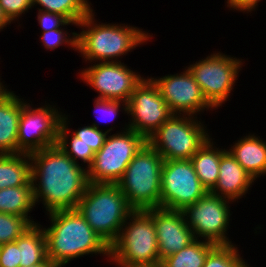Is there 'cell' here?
I'll return each instance as SVG.
<instances>
[{"instance_id": "cell-6", "label": "cell", "mask_w": 266, "mask_h": 267, "mask_svg": "<svg viewBox=\"0 0 266 267\" xmlns=\"http://www.w3.org/2000/svg\"><path fill=\"white\" fill-rule=\"evenodd\" d=\"M110 256L126 265L153 267L161 264L155 225L145 210H135L127 218L110 245Z\"/></svg>"}, {"instance_id": "cell-37", "label": "cell", "mask_w": 266, "mask_h": 267, "mask_svg": "<svg viewBox=\"0 0 266 267\" xmlns=\"http://www.w3.org/2000/svg\"><path fill=\"white\" fill-rule=\"evenodd\" d=\"M109 258V259H108ZM107 261L111 264L112 263V265L114 264V265H116L117 267H140V266H133V265H126V264H124V263H121V262H119L118 260H116L115 258H113L112 256H108L107 258Z\"/></svg>"}, {"instance_id": "cell-38", "label": "cell", "mask_w": 266, "mask_h": 267, "mask_svg": "<svg viewBox=\"0 0 266 267\" xmlns=\"http://www.w3.org/2000/svg\"><path fill=\"white\" fill-rule=\"evenodd\" d=\"M30 267H56L48 258L42 263Z\"/></svg>"}, {"instance_id": "cell-32", "label": "cell", "mask_w": 266, "mask_h": 267, "mask_svg": "<svg viewBox=\"0 0 266 267\" xmlns=\"http://www.w3.org/2000/svg\"><path fill=\"white\" fill-rule=\"evenodd\" d=\"M0 7L7 19L15 23L30 9H33V3L32 0H0Z\"/></svg>"}, {"instance_id": "cell-18", "label": "cell", "mask_w": 266, "mask_h": 267, "mask_svg": "<svg viewBox=\"0 0 266 267\" xmlns=\"http://www.w3.org/2000/svg\"><path fill=\"white\" fill-rule=\"evenodd\" d=\"M230 146L227 150L255 181L266 176V140L249 132Z\"/></svg>"}, {"instance_id": "cell-31", "label": "cell", "mask_w": 266, "mask_h": 267, "mask_svg": "<svg viewBox=\"0 0 266 267\" xmlns=\"http://www.w3.org/2000/svg\"><path fill=\"white\" fill-rule=\"evenodd\" d=\"M94 114L97 117V123H112L119 112L127 115V103L119 100L93 99ZM121 108V109H120ZM100 112V113H99ZM99 119V120H98Z\"/></svg>"}, {"instance_id": "cell-10", "label": "cell", "mask_w": 266, "mask_h": 267, "mask_svg": "<svg viewBox=\"0 0 266 267\" xmlns=\"http://www.w3.org/2000/svg\"><path fill=\"white\" fill-rule=\"evenodd\" d=\"M230 204H233L232 201L208 191L194 204L185 207L182 213L195 239L215 245L232 244L228 235L233 213Z\"/></svg>"}, {"instance_id": "cell-25", "label": "cell", "mask_w": 266, "mask_h": 267, "mask_svg": "<svg viewBox=\"0 0 266 267\" xmlns=\"http://www.w3.org/2000/svg\"><path fill=\"white\" fill-rule=\"evenodd\" d=\"M216 245L195 239L188 246L161 261L163 267H203L208 253Z\"/></svg>"}, {"instance_id": "cell-24", "label": "cell", "mask_w": 266, "mask_h": 267, "mask_svg": "<svg viewBox=\"0 0 266 267\" xmlns=\"http://www.w3.org/2000/svg\"><path fill=\"white\" fill-rule=\"evenodd\" d=\"M69 115L64 113L61 115V124L58 128V136L56 145L60 147L74 162L88 168L94 158V152L88 145H85L79 138L70 134V119ZM69 119V120H68ZM87 164V165H86Z\"/></svg>"}, {"instance_id": "cell-28", "label": "cell", "mask_w": 266, "mask_h": 267, "mask_svg": "<svg viewBox=\"0 0 266 267\" xmlns=\"http://www.w3.org/2000/svg\"><path fill=\"white\" fill-rule=\"evenodd\" d=\"M66 25L77 26V23L68 21L67 24H65L62 28L41 33L39 40L42 44L41 46H43L46 51L54 50L58 47L60 48V46H65V48L68 46L69 49L72 48L74 51H77V33L74 31L69 34L70 31L66 30L68 29Z\"/></svg>"}, {"instance_id": "cell-13", "label": "cell", "mask_w": 266, "mask_h": 267, "mask_svg": "<svg viewBox=\"0 0 266 267\" xmlns=\"http://www.w3.org/2000/svg\"><path fill=\"white\" fill-rule=\"evenodd\" d=\"M78 78L97 92L98 99L128 102L144 76L131 70L124 62H95L79 70Z\"/></svg>"}, {"instance_id": "cell-7", "label": "cell", "mask_w": 266, "mask_h": 267, "mask_svg": "<svg viewBox=\"0 0 266 267\" xmlns=\"http://www.w3.org/2000/svg\"><path fill=\"white\" fill-rule=\"evenodd\" d=\"M117 133H108L101 149L87 168V180L93 184H117L129 163L147 140L129 129L126 122ZM112 134V135H111Z\"/></svg>"}, {"instance_id": "cell-35", "label": "cell", "mask_w": 266, "mask_h": 267, "mask_svg": "<svg viewBox=\"0 0 266 267\" xmlns=\"http://www.w3.org/2000/svg\"><path fill=\"white\" fill-rule=\"evenodd\" d=\"M262 0H226L225 6L229 8V10H236L242 13L251 14L252 11L255 12L256 8L259 6V2Z\"/></svg>"}, {"instance_id": "cell-11", "label": "cell", "mask_w": 266, "mask_h": 267, "mask_svg": "<svg viewBox=\"0 0 266 267\" xmlns=\"http://www.w3.org/2000/svg\"><path fill=\"white\" fill-rule=\"evenodd\" d=\"M30 100L22 98V112L18 125V153H33L57 143L58 128L61 124L60 107L47 101L34 107ZM29 102V103H28ZM47 102V103H46Z\"/></svg>"}, {"instance_id": "cell-1", "label": "cell", "mask_w": 266, "mask_h": 267, "mask_svg": "<svg viewBox=\"0 0 266 267\" xmlns=\"http://www.w3.org/2000/svg\"><path fill=\"white\" fill-rule=\"evenodd\" d=\"M29 156L35 205L41 202L45 213L76 209L89 183L87 168L56 144Z\"/></svg>"}, {"instance_id": "cell-17", "label": "cell", "mask_w": 266, "mask_h": 267, "mask_svg": "<svg viewBox=\"0 0 266 267\" xmlns=\"http://www.w3.org/2000/svg\"><path fill=\"white\" fill-rule=\"evenodd\" d=\"M256 182L227 150L220 159L217 184L210 191L212 194L228 199L233 203L246 197Z\"/></svg>"}, {"instance_id": "cell-16", "label": "cell", "mask_w": 266, "mask_h": 267, "mask_svg": "<svg viewBox=\"0 0 266 267\" xmlns=\"http://www.w3.org/2000/svg\"><path fill=\"white\" fill-rule=\"evenodd\" d=\"M153 219L159 258L173 255L195 240L182 211L154 208L145 210Z\"/></svg>"}, {"instance_id": "cell-40", "label": "cell", "mask_w": 266, "mask_h": 267, "mask_svg": "<svg viewBox=\"0 0 266 267\" xmlns=\"http://www.w3.org/2000/svg\"><path fill=\"white\" fill-rule=\"evenodd\" d=\"M153 267H163L161 264H159V265H156V266H153Z\"/></svg>"}, {"instance_id": "cell-14", "label": "cell", "mask_w": 266, "mask_h": 267, "mask_svg": "<svg viewBox=\"0 0 266 267\" xmlns=\"http://www.w3.org/2000/svg\"><path fill=\"white\" fill-rule=\"evenodd\" d=\"M127 115L129 129L148 140L174 114L148 75L132 92L127 102Z\"/></svg>"}, {"instance_id": "cell-8", "label": "cell", "mask_w": 266, "mask_h": 267, "mask_svg": "<svg viewBox=\"0 0 266 267\" xmlns=\"http://www.w3.org/2000/svg\"><path fill=\"white\" fill-rule=\"evenodd\" d=\"M208 131L200 117L174 114L147 142L164 160L190 159L211 137Z\"/></svg>"}, {"instance_id": "cell-29", "label": "cell", "mask_w": 266, "mask_h": 267, "mask_svg": "<svg viewBox=\"0 0 266 267\" xmlns=\"http://www.w3.org/2000/svg\"><path fill=\"white\" fill-rule=\"evenodd\" d=\"M31 225L25 217L0 212V245L14 242Z\"/></svg>"}, {"instance_id": "cell-26", "label": "cell", "mask_w": 266, "mask_h": 267, "mask_svg": "<svg viewBox=\"0 0 266 267\" xmlns=\"http://www.w3.org/2000/svg\"><path fill=\"white\" fill-rule=\"evenodd\" d=\"M32 3L33 8L60 14L77 24L93 10L89 0H32Z\"/></svg>"}, {"instance_id": "cell-34", "label": "cell", "mask_w": 266, "mask_h": 267, "mask_svg": "<svg viewBox=\"0 0 266 267\" xmlns=\"http://www.w3.org/2000/svg\"><path fill=\"white\" fill-rule=\"evenodd\" d=\"M20 249L16 242L0 245V267H20Z\"/></svg>"}, {"instance_id": "cell-2", "label": "cell", "mask_w": 266, "mask_h": 267, "mask_svg": "<svg viewBox=\"0 0 266 267\" xmlns=\"http://www.w3.org/2000/svg\"><path fill=\"white\" fill-rule=\"evenodd\" d=\"M45 215L49 227H43L47 258L56 267H65L85 255H110V247L89 226L77 209L56 210ZM94 254V255H93Z\"/></svg>"}, {"instance_id": "cell-12", "label": "cell", "mask_w": 266, "mask_h": 267, "mask_svg": "<svg viewBox=\"0 0 266 267\" xmlns=\"http://www.w3.org/2000/svg\"><path fill=\"white\" fill-rule=\"evenodd\" d=\"M207 192L190 159L164 160L161 171L160 208L182 211Z\"/></svg>"}, {"instance_id": "cell-9", "label": "cell", "mask_w": 266, "mask_h": 267, "mask_svg": "<svg viewBox=\"0 0 266 267\" xmlns=\"http://www.w3.org/2000/svg\"><path fill=\"white\" fill-rule=\"evenodd\" d=\"M220 51L188 65L207 102L216 110L229 101L245 60ZM228 99V100H227Z\"/></svg>"}, {"instance_id": "cell-33", "label": "cell", "mask_w": 266, "mask_h": 267, "mask_svg": "<svg viewBox=\"0 0 266 267\" xmlns=\"http://www.w3.org/2000/svg\"><path fill=\"white\" fill-rule=\"evenodd\" d=\"M37 10L38 14H36V20L38 21V25L41 27V32L62 28L68 22V20L60 14L46 12L39 9Z\"/></svg>"}, {"instance_id": "cell-36", "label": "cell", "mask_w": 266, "mask_h": 267, "mask_svg": "<svg viewBox=\"0 0 266 267\" xmlns=\"http://www.w3.org/2000/svg\"><path fill=\"white\" fill-rule=\"evenodd\" d=\"M11 22L4 15L2 8L0 7V32L3 31L7 26H9Z\"/></svg>"}, {"instance_id": "cell-30", "label": "cell", "mask_w": 266, "mask_h": 267, "mask_svg": "<svg viewBox=\"0 0 266 267\" xmlns=\"http://www.w3.org/2000/svg\"><path fill=\"white\" fill-rule=\"evenodd\" d=\"M117 127L114 126L110 127L107 130H102L99 128V124L96 122L92 123L91 125L82 126V128H78L75 131L71 132L76 138H79L81 142L85 145H88L92 149L94 153L98 152L101 147L103 146L104 140L108 133L113 131V129Z\"/></svg>"}, {"instance_id": "cell-5", "label": "cell", "mask_w": 266, "mask_h": 267, "mask_svg": "<svg viewBox=\"0 0 266 267\" xmlns=\"http://www.w3.org/2000/svg\"><path fill=\"white\" fill-rule=\"evenodd\" d=\"M163 163V157L146 142L117 182L134 210L160 208Z\"/></svg>"}, {"instance_id": "cell-3", "label": "cell", "mask_w": 266, "mask_h": 267, "mask_svg": "<svg viewBox=\"0 0 266 267\" xmlns=\"http://www.w3.org/2000/svg\"><path fill=\"white\" fill-rule=\"evenodd\" d=\"M96 15L93 9L76 27L82 28L77 32V53L85 63L121 62L119 58L147 44L154 37L153 33L128 23L98 22Z\"/></svg>"}, {"instance_id": "cell-15", "label": "cell", "mask_w": 266, "mask_h": 267, "mask_svg": "<svg viewBox=\"0 0 266 267\" xmlns=\"http://www.w3.org/2000/svg\"><path fill=\"white\" fill-rule=\"evenodd\" d=\"M184 68L181 73L156 78L150 76L170 111L173 114L197 117L198 114H203L205 110L214 111L215 109L207 102L199 84L195 81L187 66Z\"/></svg>"}, {"instance_id": "cell-23", "label": "cell", "mask_w": 266, "mask_h": 267, "mask_svg": "<svg viewBox=\"0 0 266 267\" xmlns=\"http://www.w3.org/2000/svg\"><path fill=\"white\" fill-rule=\"evenodd\" d=\"M33 186L22 185L0 189V212L25 217L35 224L29 215L35 207Z\"/></svg>"}, {"instance_id": "cell-21", "label": "cell", "mask_w": 266, "mask_h": 267, "mask_svg": "<svg viewBox=\"0 0 266 267\" xmlns=\"http://www.w3.org/2000/svg\"><path fill=\"white\" fill-rule=\"evenodd\" d=\"M22 185H32L29 154H1L0 189Z\"/></svg>"}, {"instance_id": "cell-39", "label": "cell", "mask_w": 266, "mask_h": 267, "mask_svg": "<svg viewBox=\"0 0 266 267\" xmlns=\"http://www.w3.org/2000/svg\"><path fill=\"white\" fill-rule=\"evenodd\" d=\"M2 81V78L0 77V97L8 90L7 85ZM5 84V85H4Z\"/></svg>"}, {"instance_id": "cell-22", "label": "cell", "mask_w": 266, "mask_h": 267, "mask_svg": "<svg viewBox=\"0 0 266 267\" xmlns=\"http://www.w3.org/2000/svg\"><path fill=\"white\" fill-rule=\"evenodd\" d=\"M15 242L20 249V267L42 264L47 259L46 238L40 222L32 224Z\"/></svg>"}, {"instance_id": "cell-4", "label": "cell", "mask_w": 266, "mask_h": 267, "mask_svg": "<svg viewBox=\"0 0 266 267\" xmlns=\"http://www.w3.org/2000/svg\"><path fill=\"white\" fill-rule=\"evenodd\" d=\"M76 209L109 247L135 211L116 184L93 183H88Z\"/></svg>"}, {"instance_id": "cell-20", "label": "cell", "mask_w": 266, "mask_h": 267, "mask_svg": "<svg viewBox=\"0 0 266 267\" xmlns=\"http://www.w3.org/2000/svg\"><path fill=\"white\" fill-rule=\"evenodd\" d=\"M210 137L208 141L190 158L194 170L201 184L211 191L217 184L221 156L227 151L223 146L214 142ZM216 145V146H215Z\"/></svg>"}, {"instance_id": "cell-19", "label": "cell", "mask_w": 266, "mask_h": 267, "mask_svg": "<svg viewBox=\"0 0 266 267\" xmlns=\"http://www.w3.org/2000/svg\"><path fill=\"white\" fill-rule=\"evenodd\" d=\"M22 112V98L7 90L0 97V155L18 153V125Z\"/></svg>"}, {"instance_id": "cell-27", "label": "cell", "mask_w": 266, "mask_h": 267, "mask_svg": "<svg viewBox=\"0 0 266 267\" xmlns=\"http://www.w3.org/2000/svg\"><path fill=\"white\" fill-rule=\"evenodd\" d=\"M242 254L238 245H216L207 255L203 267H251Z\"/></svg>"}]
</instances>
